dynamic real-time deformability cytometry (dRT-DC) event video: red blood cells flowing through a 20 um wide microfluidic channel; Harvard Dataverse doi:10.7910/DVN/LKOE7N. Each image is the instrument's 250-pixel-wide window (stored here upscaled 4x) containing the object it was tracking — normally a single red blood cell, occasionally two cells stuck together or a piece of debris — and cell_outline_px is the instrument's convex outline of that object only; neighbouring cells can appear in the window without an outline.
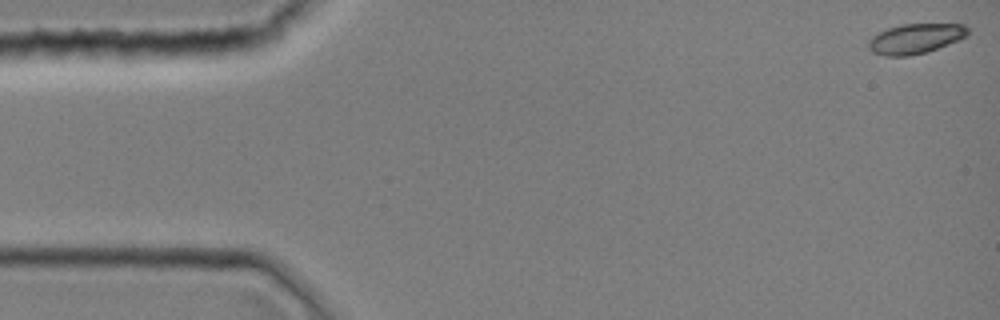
{"species": "common noctule bat (a hibernating species)", "species_latin": "Nyctalus noctula", "temperature_condition": "room temperature", "stored_images_in_passage": 43, "camera_frame_rate_fps": 3000, "um_per_image_px": 0.085, "animal": {"sex": "female", "body_mass_g": 19.0, "forearm_length_mm": 51.5}, "frame": {"image": 1, "passage_image": 1, "time_ms": 0.0, "image_size_px": [1000, 320], "cell_outline_px": [[968, 32], [964, 36], [956, 40], [936, 48], [924, 52], [908, 56], [884, 56], [872, 52], [868, 48], [868, 40], [876, 32], [900, 24], [964, 24], [968, 28]], "centroid_in_image_um": [77.72, 3.27], "position_along_channel_um": 7.3, "area_um2": 17.17}}
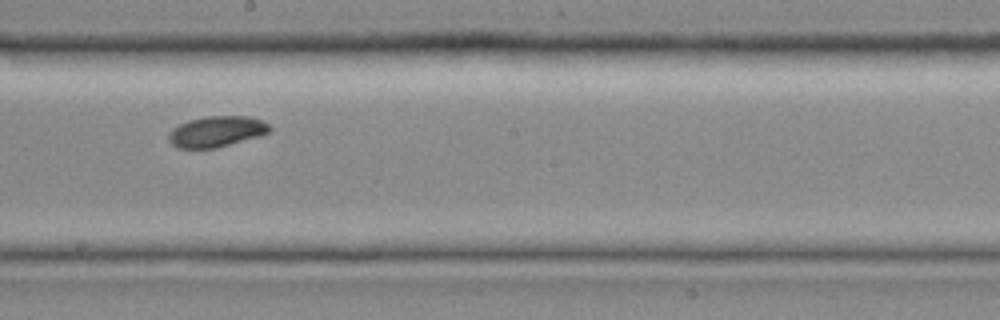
{"frame": {"image": 2, "passage_image": 25, "time_ms": 8.0, "image_size_px": [1000, 320], "cell_outline_px": [[272, 128], [268, 132], [260, 136], [216, 148], [176, 148], [168, 140], [168, 132], [172, 128], [188, 120], [204, 116], [248, 116], [264, 120]], "centroid_in_image_um": [18.4, 11.17], "position_along_channel_um": 229.8, "area_um2": 18.32}}
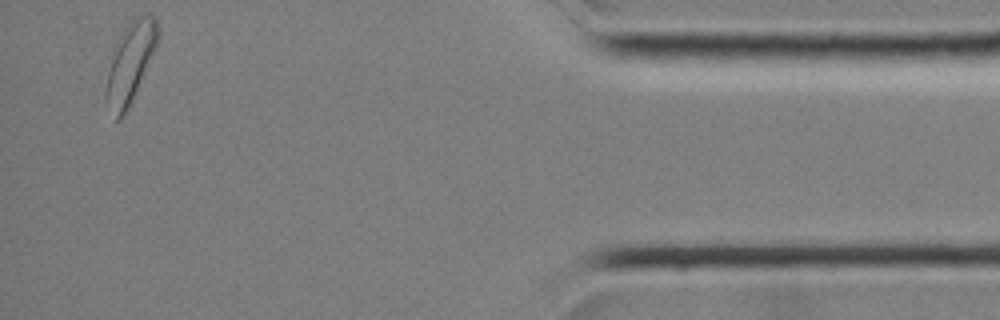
{"frame": {"image": 3, "passage_image": 43, "time_ms": 14.0, "image_size_px": [1000, 320], "cell_outline_px": [[160, 36], [132, 100], [124, 116], [120, 120], [116, 120], [104, 104], [104, 92], [112, 48], [128, 24], [136, 16], [144, 12], [152, 16], [156, 20], [160, 28]], "centroid_in_image_um": [11.03, 5.34], "position_along_channel_um": 424.2, "area_um2": 24.39}}